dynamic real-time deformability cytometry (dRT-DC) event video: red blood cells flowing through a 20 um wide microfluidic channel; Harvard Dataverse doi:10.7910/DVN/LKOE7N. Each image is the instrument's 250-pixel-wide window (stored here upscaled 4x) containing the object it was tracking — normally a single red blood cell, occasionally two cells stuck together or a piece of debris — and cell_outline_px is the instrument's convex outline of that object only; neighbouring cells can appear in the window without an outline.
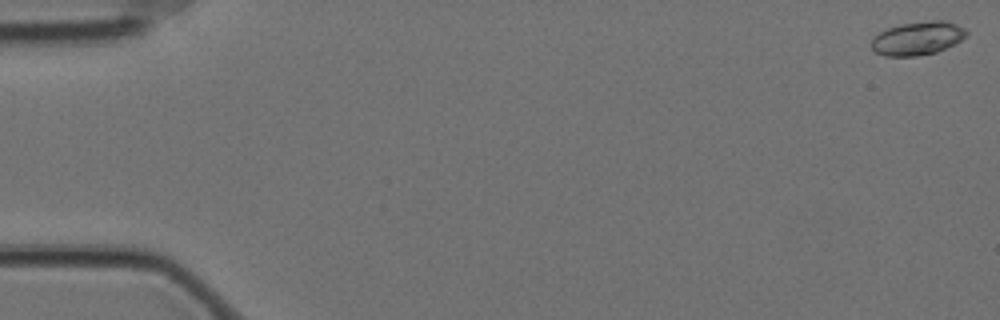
{"species": "Egyptian fruit bat (a non-hibernating species)", "species_latin": "Rousettus aegyptiacus", "temperature_condition": "cold", "stored_images_in_passage": 59, "camera_frame_rate_fps": 3000, "um_per_image_px": 0.085, "animal": {"sex": "female"}, "frame": {"image": 1, "passage_image": 1, "time_ms": 0.0, "image_size_px": [1000, 320], "cell_outline_px": [[968, 32], [960, 40], [936, 52], [916, 56], [884, 56], [876, 52], [872, 48], [872, 40], [880, 32], [888, 28], [900, 24], [932, 20], [944, 20], [956, 24], [964, 28]], "centroid_in_image_um": [77.98, 3.25], "position_along_channel_um": 7.0, "area_um2": 18.21}}
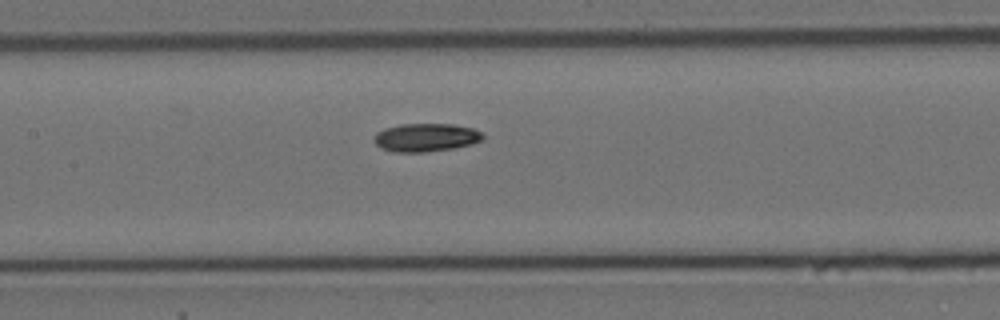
{"frame": {"image": 2, "passage_image": 28, "time_ms": 9.0, "image_size_px": [1000, 320], "cell_outline_px": [[484, 140], [472, 144], [452, 148], [424, 152], [392, 152], [380, 148], [376, 144], [376, 132], [384, 128], [400, 124], [452, 124], [472, 128], [484, 132]], "centroid_in_image_um": [36.23, 11.68], "position_along_channel_um": 171.2, "area_um2": 17.98}}
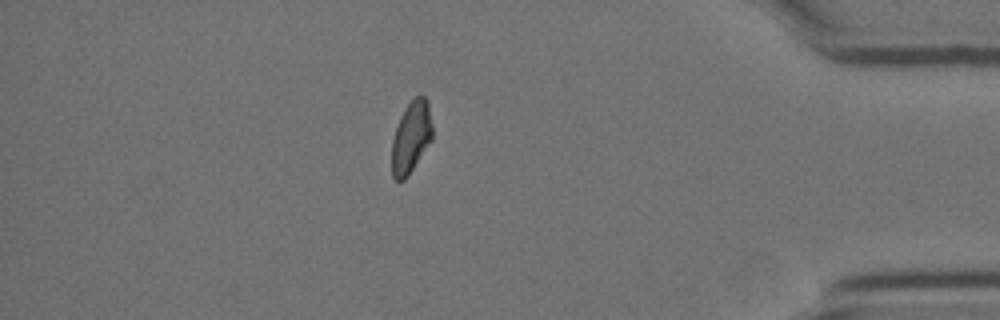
{"frame": {"image": 3, "passage_image": 51, "time_ms": 16.667, "image_size_px": [1000, 320], "cell_outline_px": [[432, 140], [404, 180], [396, 180], [392, 176], [392, 140], [400, 116], [404, 108], [416, 96], [424, 96], [428, 100], [432, 124]], "centroid_in_image_um": [34.95, 11.63], "position_along_channel_um": 400.3, "area_um2": 16.82}}